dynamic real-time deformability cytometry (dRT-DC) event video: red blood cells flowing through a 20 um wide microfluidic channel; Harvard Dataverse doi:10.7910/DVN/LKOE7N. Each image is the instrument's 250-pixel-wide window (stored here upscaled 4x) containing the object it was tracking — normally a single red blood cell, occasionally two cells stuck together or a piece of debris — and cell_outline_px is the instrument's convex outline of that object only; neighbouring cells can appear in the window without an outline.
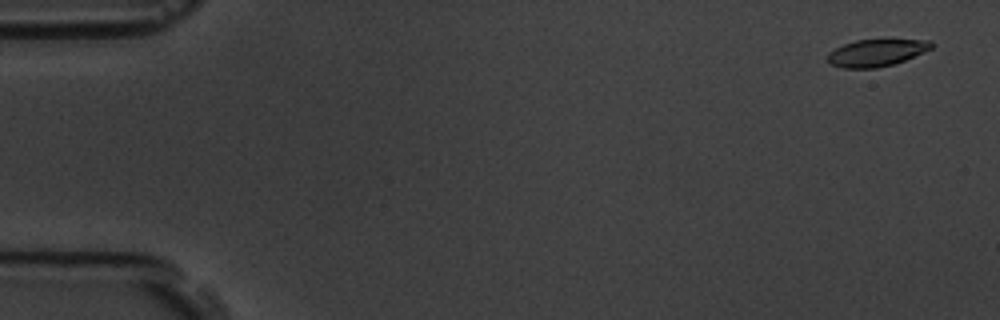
{"species": "common noctule bat (a hibernating species)", "species_latin": "Nyctalus noctula", "temperature_condition": "room temperature", "stored_images_in_passage": 9, "camera_frame_rate_fps": 3000, "um_per_image_px": 0.085, "animal": {"sex": "male", "body_mass_g": 19.5, "forearm_length_mm": 54.6}, "frame": {"image": 1, "passage_image": 1, "time_ms": 0.0, "image_size_px": [1000, 320], "cell_outline_px": [[932, 48], [904, 60], [892, 64], [876, 68], [844, 68], [832, 64], [828, 60], [828, 52], [844, 44], [856, 40], [932, 40]], "centroid_in_image_um": [74.48, 4.48], "position_along_channel_um": 10.5, "area_um2": 16.01}}
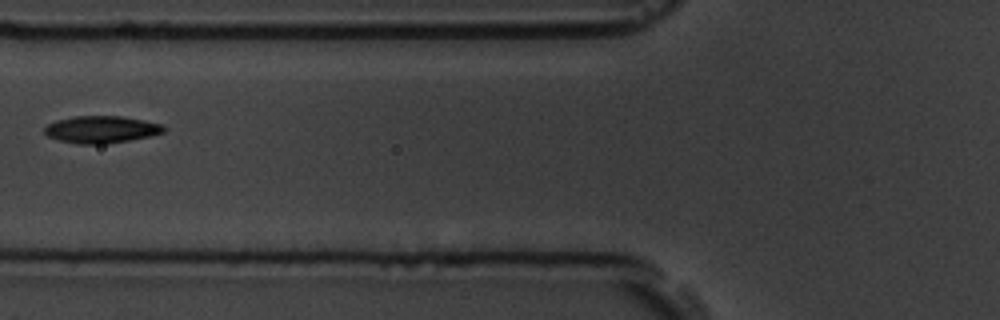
{"frame": {"image": 2, "passage_image": 6, "time_ms": 6.667, "image_size_px": [1000, 320], "cell_outline_px": [[168, 128], [164, 132], [152, 136], [104, 144], [76, 144], [60, 140], [48, 136], [44, 132], [44, 128], [48, 124], [56, 120], [72, 116], [120, 116], [144, 120], [164, 124]], "centroid_in_image_um": [8.65, 11.0], "position_along_channel_um": 117.2, "area_um2": 19.02}}
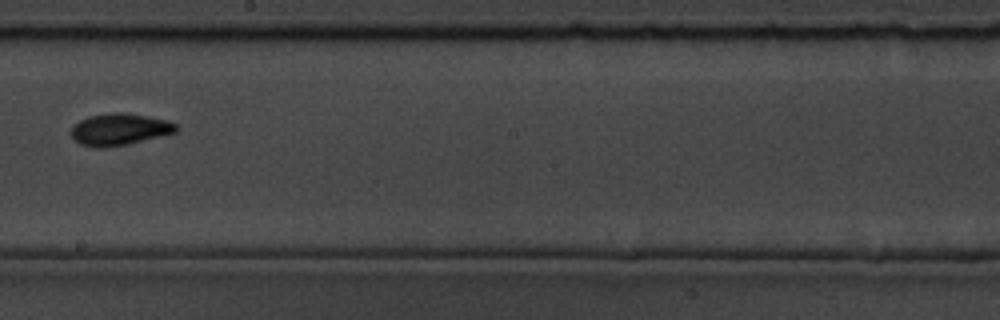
{"frame": {"image": 3, "passage_image": 9, "time_ms": 10.0, "image_size_px": [1000, 320], "cell_outline_px": [[180, 128], [176, 132], [128, 144], [100, 148], [96, 148], [80, 144], [72, 136], [72, 128], [80, 120], [88, 116], [108, 112], [124, 112], [148, 116], [168, 120], [176, 124]], "centroid_in_image_um": [10.18, 10.98], "position_along_channel_um": 238.0, "area_um2": 19.48}}